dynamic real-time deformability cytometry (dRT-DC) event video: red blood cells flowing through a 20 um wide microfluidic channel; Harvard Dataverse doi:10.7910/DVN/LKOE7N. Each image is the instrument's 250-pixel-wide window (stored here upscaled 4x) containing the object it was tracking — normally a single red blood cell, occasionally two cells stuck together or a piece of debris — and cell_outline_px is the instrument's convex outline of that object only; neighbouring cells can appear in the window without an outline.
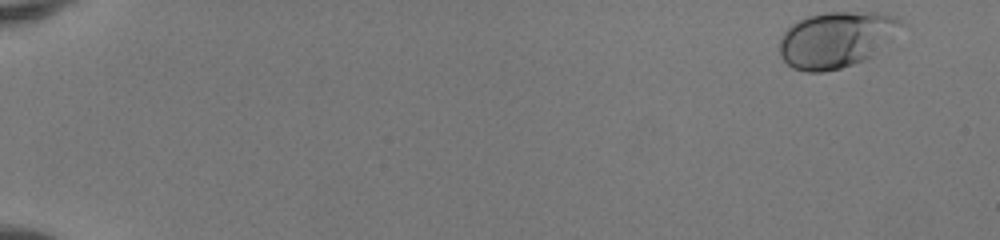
{"species": "human", "species_latin": "Homo sapiens", "temperature_condition": "room temperature", "stored_images_in_passage": 11, "camera_frame_rate_fps": 3000, "um_per_image_px": 0.085, "donor": {"sex": "female"}, "frame": {"image": 1, "passage_image": 1, "time_ms": 0.0, "image_size_px": [1000, 240], "cell_outline_px": [[908, 24], [872, 56], [864, 60], [840, 68], [824, 72], [808, 72], [792, 68], [780, 56], [780, 40], [784, 32], [792, 24], [808, 16], [828, 12], [880, 12], [900, 16]], "centroid_in_image_um": [71.16, 3.34], "position_along_channel_um": 13.8, "area_um2": 40.06}}